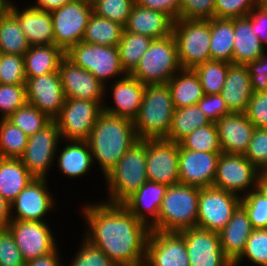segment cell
Returning <instances> with one entry per match:
<instances>
[{
  "label": "cell",
  "mask_w": 267,
  "mask_h": 266,
  "mask_svg": "<svg viewBox=\"0 0 267 266\" xmlns=\"http://www.w3.org/2000/svg\"><path fill=\"white\" fill-rule=\"evenodd\" d=\"M83 211L89 226L87 241L116 266H144L151 231L148 224L137 219L123 204H93Z\"/></svg>",
  "instance_id": "6da1fadb"
},
{
  "label": "cell",
  "mask_w": 267,
  "mask_h": 266,
  "mask_svg": "<svg viewBox=\"0 0 267 266\" xmlns=\"http://www.w3.org/2000/svg\"><path fill=\"white\" fill-rule=\"evenodd\" d=\"M138 140L132 120L103 111L86 141L105 177Z\"/></svg>",
  "instance_id": "7a4b0ae2"
},
{
  "label": "cell",
  "mask_w": 267,
  "mask_h": 266,
  "mask_svg": "<svg viewBox=\"0 0 267 266\" xmlns=\"http://www.w3.org/2000/svg\"><path fill=\"white\" fill-rule=\"evenodd\" d=\"M175 107L167 84L146 85L137 117L133 120L138 139L165 138Z\"/></svg>",
  "instance_id": "3957f363"
},
{
  "label": "cell",
  "mask_w": 267,
  "mask_h": 266,
  "mask_svg": "<svg viewBox=\"0 0 267 266\" xmlns=\"http://www.w3.org/2000/svg\"><path fill=\"white\" fill-rule=\"evenodd\" d=\"M200 188L185 184L169 186L150 230L181 232L196 227Z\"/></svg>",
  "instance_id": "277c9868"
},
{
  "label": "cell",
  "mask_w": 267,
  "mask_h": 266,
  "mask_svg": "<svg viewBox=\"0 0 267 266\" xmlns=\"http://www.w3.org/2000/svg\"><path fill=\"white\" fill-rule=\"evenodd\" d=\"M109 185L107 203L122 204L147 180L146 139H139L119 159L118 163L105 176Z\"/></svg>",
  "instance_id": "5b68a950"
},
{
  "label": "cell",
  "mask_w": 267,
  "mask_h": 266,
  "mask_svg": "<svg viewBox=\"0 0 267 266\" xmlns=\"http://www.w3.org/2000/svg\"><path fill=\"white\" fill-rule=\"evenodd\" d=\"M180 69L182 68L178 60L177 43L171 34L153 39L130 75L144 85L167 84Z\"/></svg>",
  "instance_id": "8992f818"
},
{
  "label": "cell",
  "mask_w": 267,
  "mask_h": 266,
  "mask_svg": "<svg viewBox=\"0 0 267 266\" xmlns=\"http://www.w3.org/2000/svg\"><path fill=\"white\" fill-rule=\"evenodd\" d=\"M172 34L177 43L178 60L181 68L194 69L211 60L210 57V19L173 21Z\"/></svg>",
  "instance_id": "52a82bcc"
},
{
  "label": "cell",
  "mask_w": 267,
  "mask_h": 266,
  "mask_svg": "<svg viewBox=\"0 0 267 266\" xmlns=\"http://www.w3.org/2000/svg\"><path fill=\"white\" fill-rule=\"evenodd\" d=\"M65 56L75 65L93 74L104 86L108 78L127 75L121 65L118 46L79 42L71 47Z\"/></svg>",
  "instance_id": "ba28073f"
},
{
  "label": "cell",
  "mask_w": 267,
  "mask_h": 266,
  "mask_svg": "<svg viewBox=\"0 0 267 266\" xmlns=\"http://www.w3.org/2000/svg\"><path fill=\"white\" fill-rule=\"evenodd\" d=\"M92 13L91 0H71L52 11L55 45L66 53L75 44L82 42Z\"/></svg>",
  "instance_id": "9c48e42d"
},
{
  "label": "cell",
  "mask_w": 267,
  "mask_h": 266,
  "mask_svg": "<svg viewBox=\"0 0 267 266\" xmlns=\"http://www.w3.org/2000/svg\"><path fill=\"white\" fill-rule=\"evenodd\" d=\"M100 101L66 98L59 115L54 119L61 138L86 141L99 117L103 112Z\"/></svg>",
  "instance_id": "30bf717a"
},
{
  "label": "cell",
  "mask_w": 267,
  "mask_h": 266,
  "mask_svg": "<svg viewBox=\"0 0 267 266\" xmlns=\"http://www.w3.org/2000/svg\"><path fill=\"white\" fill-rule=\"evenodd\" d=\"M241 197L213 186L200 189L196 227L219 233L241 204Z\"/></svg>",
  "instance_id": "8fae6325"
},
{
  "label": "cell",
  "mask_w": 267,
  "mask_h": 266,
  "mask_svg": "<svg viewBox=\"0 0 267 266\" xmlns=\"http://www.w3.org/2000/svg\"><path fill=\"white\" fill-rule=\"evenodd\" d=\"M179 143L146 139V172L149 181L173 186L179 183Z\"/></svg>",
  "instance_id": "7c38bea8"
},
{
  "label": "cell",
  "mask_w": 267,
  "mask_h": 266,
  "mask_svg": "<svg viewBox=\"0 0 267 266\" xmlns=\"http://www.w3.org/2000/svg\"><path fill=\"white\" fill-rule=\"evenodd\" d=\"M260 171L242 154L221 153L213 187L238 195L249 185L257 187Z\"/></svg>",
  "instance_id": "4fadbf2b"
},
{
  "label": "cell",
  "mask_w": 267,
  "mask_h": 266,
  "mask_svg": "<svg viewBox=\"0 0 267 266\" xmlns=\"http://www.w3.org/2000/svg\"><path fill=\"white\" fill-rule=\"evenodd\" d=\"M57 123L52 120L42 130L29 136L25 152L20 158L35 178H46L60 138Z\"/></svg>",
  "instance_id": "5bb4252c"
},
{
  "label": "cell",
  "mask_w": 267,
  "mask_h": 266,
  "mask_svg": "<svg viewBox=\"0 0 267 266\" xmlns=\"http://www.w3.org/2000/svg\"><path fill=\"white\" fill-rule=\"evenodd\" d=\"M7 228L13 234L25 262L56 249L55 239L45 221L11 220Z\"/></svg>",
  "instance_id": "9a60e30c"
},
{
  "label": "cell",
  "mask_w": 267,
  "mask_h": 266,
  "mask_svg": "<svg viewBox=\"0 0 267 266\" xmlns=\"http://www.w3.org/2000/svg\"><path fill=\"white\" fill-rule=\"evenodd\" d=\"M144 266H190L184 237L179 232L151 230Z\"/></svg>",
  "instance_id": "2e32d148"
},
{
  "label": "cell",
  "mask_w": 267,
  "mask_h": 266,
  "mask_svg": "<svg viewBox=\"0 0 267 266\" xmlns=\"http://www.w3.org/2000/svg\"><path fill=\"white\" fill-rule=\"evenodd\" d=\"M179 233L184 237L190 266H233L224 255L217 232L194 227Z\"/></svg>",
  "instance_id": "e0dca14e"
},
{
  "label": "cell",
  "mask_w": 267,
  "mask_h": 266,
  "mask_svg": "<svg viewBox=\"0 0 267 266\" xmlns=\"http://www.w3.org/2000/svg\"><path fill=\"white\" fill-rule=\"evenodd\" d=\"M59 72L26 77V100L54 120L65 102Z\"/></svg>",
  "instance_id": "ac0fdd59"
},
{
  "label": "cell",
  "mask_w": 267,
  "mask_h": 266,
  "mask_svg": "<svg viewBox=\"0 0 267 266\" xmlns=\"http://www.w3.org/2000/svg\"><path fill=\"white\" fill-rule=\"evenodd\" d=\"M221 153L186 150L179 146V183L200 189L212 187Z\"/></svg>",
  "instance_id": "d6986e66"
},
{
  "label": "cell",
  "mask_w": 267,
  "mask_h": 266,
  "mask_svg": "<svg viewBox=\"0 0 267 266\" xmlns=\"http://www.w3.org/2000/svg\"><path fill=\"white\" fill-rule=\"evenodd\" d=\"M59 75L65 98L100 101L105 87L93 74L75 65L66 56L59 65Z\"/></svg>",
  "instance_id": "ffe728a7"
},
{
  "label": "cell",
  "mask_w": 267,
  "mask_h": 266,
  "mask_svg": "<svg viewBox=\"0 0 267 266\" xmlns=\"http://www.w3.org/2000/svg\"><path fill=\"white\" fill-rule=\"evenodd\" d=\"M46 182V178H35L18 194L10 204V209L16 207L17 212L11 220L42 221L54 205Z\"/></svg>",
  "instance_id": "44dd1931"
},
{
  "label": "cell",
  "mask_w": 267,
  "mask_h": 266,
  "mask_svg": "<svg viewBox=\"0 0 267 266\" xmlns=\"http://www.w3.org/2000/svg\"><path fill=\"white\" fill-rule=\"evenodd\" d=\"M216 126L222 152L244 155L255 130L247 115L232 112L221 117Z\"/></svg>",
  "instance_id": "7402d4cb"
},
{
  "label": "cell",
  "mask_w": 267,
  "mask_h": 266,
  "mask_svg": "<svg viewBox=\"0 0 267 266\" xmlns=\"http://www.w3.org/2000/svg\"><path fill=\"white\" fill-rule=\"evenodd\" d=\"M145 86L130 74L123 76L114 83L112 88L115 107L105 106L103 111L133 121L138 115Z\"/></svg>",
  "instance_id": "603a6c76"
},
{
  "label": "cell",
  "mask_w": 267,
  "mask_h": 266,
  "mask_svg": "<svg viewBox=\"0 0 267 266\" xmlns=\"http://www.w3.org/2000/svg\"><path fill=\"white\" fill-rule=\"evenodd\" d=\"M10 11L16 16L21 30L31 46L55 44L50 12L38 10L32 6L21 12L13 4Z\"/></svg>",
  "instance_id": "cb8c5ba5"
},
{
  "label": "cell",
  "mask_w": 267,
  "mask_h": 266,
  "mask_svg": "<svg viewBox=\"0 0 267 266\" xmlns=\"http://www.w3.org/2000/svg\"><path fill=\"white\" fill-rule=\"evenodd\" d=\"M253 230L248 213L240 204L226 226L218 233L224 255L232 263L243 253Z\"/></svg>",
  "instance_id": "d4e9b609"
},
{
  "label": "cell",
  "mask_w": 267,
  "mask_h": 266,
  "mask_svg": "<svg viewBox=\"0 0 267 266\" xmlns=\"http://www.w3.org/2000/svg\"><path fill=\"white\" fill-rule=\"evenodd\" d=\"M173 20L165 13L134 3L124 29L130 33L160 39L172 34Z\"/></svg>",
  "instance_id": "484cf974"
},
{
  "label": "cell",
  "mask_w": 267,
  "mask_h": 266,
  "mask_svg": "<svg viewBox=\"0 0 267 266\" xmlns=\"http://www.w3.org/2000/svg\"><path fill=\"white\" fill-rule=\"evenodd\" d=\"M168 185L147 180L136 192L128 197L122 204L137 219L149 226L158 218L163 197L166 194ZM152 215V221L146 219L145 211ZM154 220V221H153ZM148 221V222H147Z\"/></svg>",
  "instance_id": "4316f807"
},
{
  "label": "cell",
  "mask_w": 267,
  "mask_h": 266,
  "mask_svg": "<svg viewBox=\"0 0 267 266\" xmlns=\"http://www.w3.org/2000/svg\"><path fill=\"white\" fill-rule=\"evenodd\" d=\"M252 93L248 66L231 64L220 93L228 109L231 112L245 113Z\"/></svg>",
  "instance_id": "83f0119b"
},
{
  "label": "cell",
  "mask_w": 267,
  "mask_h": 266,
  "mask_svg": "<svg viewBox=\"0 0 267 266\" xmlns=\"http://www.w3.org/2000/svg\"><path fill=\"white\" fill-rule=\"evenodd\" d=\"M234 36L233 64L248 65L265 52V46L253 32L248 15L234 18Z\"/></svg>",
  "instance_id": "f1b7e54d"
},
{
  "label": "cell",
  "mask_w": 267,
  "mask_h": 266,
  "mask_svg": "<svg viewBox=\"0 0 267 266\" xmlns=\"http://www.w3.org/2000/svg\"><path fill=\"white\" fill-rule=\"evenodd\" d=\"M178 75H173L167 82L175 109L196 105L205 95L199 76L194 69L183 68Z\"/></svg>",
  "instance_id": "f546056e"
},
{
  "label": "cell",
  "mask_w": 267,
  "mask_h": 266,
  "mask_svg": "<svg viewBox=\"0 0 267 266\" xmlns=\"http://www.w3.org/2000/svg\"><path fill=\"white\" fill-rule=\"evenodd\" d=\"M23 57L26 77H38L57 72L65 52L55 44L37 45L30 46Z\"/></svg>",
  "instance_id": "4dcf8cb0"
},
{
  "label": "cell",
  "mask_w": 267,
  "mask_h": 266,
  "mask_svg": "<svg viewBox=\"0 0 267 266\" xmlns=\"http://www.w3.org/2000/svg\"><path fill=\"white\" fill-rule=\"evenodd\" d=\"M33 179L21 159L0 158V194L10 204Z\"/></svg>",
  "instance_id": "1f68e13d"
},
{
  "label": "cell",
  "mask_w": 267,
  "mask_h": 266,
  "mask_svg": "<svg viewBox=\"0 0 267 266\" xmlns=\"http://www.w3.org/2000/svg\"><path fill=\"white\" fill-rule=\"evenodd\" d=\"M210 57L211 60L233 64L234 18L210 19Z\"/></svg>",
  "instance_id": "d6a6232c"
},
{
  "label": "cell",
  "mask_w": 267,
  "mask_h": 266,
  "mask_svg": "<svg viewBox=\"0 0 267 266\" xmlns=\"http://www.w3.org/2000/svg\"><path fill=\"white\" fill-rule=\"evenodd\" d=\"M63 148L58 159V166L63 174L77 177L88 172L93 160L87 141L70 140ZM74 143V144H73Z\"/></svg>",
  "instance_id": "836d02e7"
},
{
  "label": "cell",
  "mask_w": 267,
  "mask_h": 266,
  "mask_svg": "<svg viewBox=\"0 0 267 266\" xmlns=\"http://www.w3.org/2000/svg\"><path fill=\"white\" fill-rule=\"evenodd\" d=\"M124 27L119 23L92 13L82 42L102 46H118Z\"/></svg>",
  "instance_id": "e575fe53"
},
{
  "label": "cell",
  "mask_w": 267,
  "mask_h": 266,
  "mask_svg": "<svg viewBox=\"0 0 267 266\" xmlns=\"http://www.w3.org/2000/svg\"><path fill=\"white\" fill-rule=\"evenodd\" d=\"M210 122L197 104L175 109L170 131L164 139L178 143L195 129L205 126Z\"/></svg>",
  "instance_id": "d590c367"
},
{
  "label": "cell",
  "mask_w": 267,
  "mask_h": 266,
  "mask_svg": "<svg viewBox=\"0 0 267 266\" xmlns=\"http://www.w3.org/2000/svg\"><path fill=\"white\" fill-rule=\"evenodd\" d=\"M30 46L16 16L9 11L0 19V53L24 56Z\"/></svg>",
  "instance_id": "8d00e7d4"
},
{
  "label": "cell",
  "mask_w": 267,
  "mask_h": 266,
  "mask_svg": "<svg viewBox=\"0 0 267 266\" xmlns=\"http://www.w3.org/2000/svg\"><path fill=\"white\" fill-rule=\"evenodd\" d=\"M152 40L148 36L123 30L121 40L118 43V50L121 65L127 74H130L137 67Z\"/></svg>",
  "instance_id": "74e56055"
},
{
  "label": "cell",
  "mask_w": 267,
  "mask_h": 266,
  "mask_svg": "<svg viewBox=\"0 0 267 266\" xmlns=\"http://www.w3.org/2000/svg\"><path fill=\"white\" fill-rule=\"evenodd\" d=\"M28 136L7 118L0 120V158L20 159L26 149Z\"/></svg>",
  "instance_id": "f35d334b"
},
{
  "label": "cell",
  "mask_w": 267,
  "mask_h": 266,
  "mask_svg": "<svg viewBox=\"0 0 267 266\" xmlns=\"http://www.w3.org/2000/svg\"><path fill=\"white\" fill-rule=\"evenodd\" d=\"M230 65L224 61L208 60L194 68L199 76L204 94L221 93Z\"/></svg>",
  "instance_id": "ab89813d"
},
{
  "label": "cell",
  "mask_w": 267,
  "mask_h": 266,
  "mask_svg": "<svg viewBox=\"0 0 267 266\" xmlns=\"http://www.w3.org/2000/svg\"><path fill=\"white\" fill-rule=\"evenodd\" d=\"M178 143L181 148L186 150L222 152L217 126L214 122L195 129Z\"/></svg>",
  "instance_id": "60d3db41"
},
{
  "label": "cell",
  "mask_w": 267,
  "mask_h": 266,
  "mask_svg": "<svg viewBox=\"0 0 267 266\" xmlns=\"http://www.w3.org/2000/svg\"><path fill=\"white\" fill-rule=\"evenodd\" d=\"M28 137L42 130L52 119L30 103L26 102L7 118Z\"/></svg>",
  "instance_id": "b9f144b4"
},
{
  "label": "cell",
  "mask_w": 267,
  "mask_h": 266,
  "mask_svg": "<svg viewBox=\"0 0 267 266\" xmlns=\"http://www.w3.org/2000/svg\"><path fill=\"white\" fill-rule=\"evenodd\" d=\"M93 13L126 26L135 0H91Z\"/></svg>",
  "instance_id": "7bdbcfd3"
},
{
  "label": "cell",
  "mask_w": 267,
  "mask_h": 266,
  "mask_svg": "<svg viewBox=\"0 0 267 266\" xmlns=\"http://www.w3.org/2000/svg\"><path fill=\"white\" fill-rule=\"evenodd\" d=\"M253 229H267V198L257 189L241 197Z\"/></svg>",
  "instance_id": "ee69618b"
},
{
  "label": "cell",
  "mask_w": 267,
  "mask_h": 266,
  "mask_svg": "<svg viewBox=\"0 0 267 266\" xmlns=\"http://www.w3.org/2000/svg\"><path fill=\"white\" fill-rule=\"evenodd\" d=\"M0 83L26 84L24 57L22 55L0 54Z\"/></svg>",
  "instance_id": "f6af8a7d"
},
{
  "label": "cell",
  "mask_w": 267,
  "mask_h": 266,
  "mask_svg": "<svg viewBox=\"0 0 267 266\" xmlns=\"http://www.w3.org/2000/svg\"><path fill=\"white\" fill-rule=\"evenodd\" d=\"M244 257L256 265L267 266V229H254L252 231L243 253L233 263V266H238Z\"/></svg>",
  "instance_id": "bcb514c9"
},
{
  "label": "cell",
  "mask_w": 267,
  "mask_h": 266,
  "mask_svg": "<svg viewBox=\"0 0 267 266\" xmlns=\"http://www.w3.org/2000/svg\"><path fill=\"white\" fill-rule=\"evenodd\" d=\"M26 102V84L12 85L0 83V110L3 111L2 118H8Z\"/></svg>",
  "instance_id": "7dc6e473"
},
{
  "label": "cell",
  "mask_w": 267,
  "mask_h": 266,
  "mask_svg": "<svg viewBox=\"0 0 267 266\" xmlns=\"http://www.w3.org/2000/svg\"><path fill=\"white\" fill-rule=\"evenodd\" d=\"M244 156L259 171H267V128H255Z\"/></svg>",
  "instance_id": "c3c4849f"
},
{
  "label": "cell",
  "mask_w": 267,
  "mask_h": 266,
  "mask_svg": "<svg viewBox=\"0 0 267 266\" xmlns=\"http://www.w3.org/2000/svg\"><path fill=\"white\" fill-rule=\"evenodd\" d=\"M257 5L258 0H215L214 17L221 19L245 17Z\"/></svg>",
  "instance_id": "681fc988"
},
{
  "label": "cell",
  "mask_w": 267,
  "mask_h": 266,
  "mask_svg": "<svg viewBox=\"0 0 267 266\" xmlns=\"http://www.w3.org/2000/svg\"><path fill=\"white\" fill-rule=\"evenodd\" d=\"M0 266H25L21 251L8 228H0Z\"/></svg>",
  "instance_id": "f907efd6"
},
{
  "label": "cell",
  "mask_w": 267,
  "mask_h": 266,
  "mask_svg": "<svg viewBox=\"0 0 267 266\" xmlns=\"http://www.w3.org/2000/svg\"><path fill=\"white\" fill-rule=\"evenodd\" d=\"M215 0H181L180 19L209 20L214 18Z\"/></svg>",
  "instance_id": "816d5d0a"
},
{
  "label": "cell",
  "mask_w": 267,
  "mask_h": 266,
  "mask_svg": "<svg viewBox=\"0 0 267 266\" xmlns=\"http://www.w3.org/2000/svg\"><path fill=\"white\" fill-rule=\"evenodd\" d=\"M83 242L71 266H116L99 248L86 239Z\"/></svg>",
  "instance_id": "f5cc1de1"
},
{
  "label": "cell",
  "mask_w": 267,
  "mask_h": 266,
  "mask_svg": "<svg viewBox=\"0 0 267 266\" xmlns=\"http://www.w3.org/2000/svg\"><path fill=\"white\" fill-rule=\"evenodd\" d=\"M245 114L255 128H267V91L252 93Z\"/></svg>",
  "instance_id": "db71d44e"
},
{
  "label": "cell",
  "mask_w": 267,
  "mask_h": 266,
  "mask_svg": "<svg viewBox=\"0 0 267 266\" xmlns=\"http://www.w3.org/2000/svg\"><path fill=\"white\" fill-rule=\"evenodd\" d=\"M197 105L206 114L207 118L214 123L221 117L232 113L221 94H205Z\"/></svg>",
  "instance_id": "11a10c76"
},
{
  "label": "cell",
  "mask_w": 267,
  "mask_h": 266,
  "mask_svg": "<svg viewBox=\"0 0 267 266\" xmlns=\"http://www.w3.org/2000/svg\"><path fill=\"white\" fill-rule=\"evenodd\" d=\"M253 93L267 91V55L265 52L248 65Z\"/></svg>",
  "instance_id": "9f6ffc18"
},
{
  "label": "cell",
  "mask_w": 267,
  "mask_h": 266,
  "mask_svg": "<svg viewBox=\"0 0 267 266\" xmlns=\"http://www.w3.org/2000/svg\"><path fill=\"white\" fill-rule=\"evenodd\" d=\"M135 3L167 14L173 21L179 19L181 0H135Z\"/></svg>",
  "instance_id": "6f0895ef"
},
{
  "label": "cell",
  "mask_w": 267,
  "mask_h": 266,
  "mask_svg": "<svg viewBox=\"0 0 267 266\" xmlns=\"http://www.w3.org/2000/svg\"><path fill=\"white\" fill-rule=\"evenodd\" d=\"M248 16L251 19L253 32L264 46L267 45V12L257 5Z\"/></svg>",
  "instance_id": "680465c9"
},
{
  "label": "cell",
  "mask_w": 267,
  "mask_h": 266,
  "mask_svg": "<svg viewBox=\"0 0 267 266\" xmlns=\"http://www.w3.org/2000/svg\"><path fill=\"white\" fill-rule=\"evenodd\" d=\"M57 255V249H55L45 256L25 262V266H60V259Z\"/></svg>",
  "instance_id": "91938a15"
},
{
  "label": "cell",
  "mask_w": 267,
  "mask_h": 266,
  "mask_svg": "<svg viewBox=\"0 0 267 266\" xmlns=\"http://www.w3.org/2000/svg\"><path fill=\"white\" fill-rule=\"evenodd\" d=\"M71 0H37V4L32 6L38 10L52 12L63 5L67 4Z\"/></svg>",
  "instance_id": "94428289"
},
{
  "label": "cell",
  "mask_w": 267,
  "mask_h": 266,
  "mask_svg": "<svg viewBox=\"0 0 267 266\" xmlns=\"http://www.w3.org/2000/svg\"><path fill=\"white\" fill-rule=\"evenodd\" d=\"M10 203L0 194V228H7L11 222Z\"/></svg>",
  "instance_id": "6125c7cd"
},
{
  "label": "cell",
  "mask_w": 267,
  "mask_h": 266,
  "mask_svg": "<svg viewBox=\"0 0 267 266\" xmlns=\"http://www.w3.org/2000/svg\"><path fill=\"white\" fill-rule=\"evenodd\" d=\"M256 188L267 198V171H260Z\"/></svg>",
  "instance_id": "be15d7a7"
},
{
  "label": "cell",
  "mask_w": 267,
  "mask_h": 266,
  "mask_svg": "<svg viewBox=\"0 0 267 266\" xmlns=\"http://www.w3.org/2000/svg\"><path fill=\"white\" fill-rule=\"evenodd\" d=\"M12 3L8 0H0V19H2L11 9Z\"/></svg>",
  "instance_id": "e7e4bbea"
},
{
  "label": "cell",
  "mask_w": 267,
  "mask_h": 266,
  "mask_svg": "<svg viewBox=\"0 0 267 266\" xmlns=\"http://www.w3.org/2000/svg\"><path fill=\"white\" fill-rule=\"evenodd\" d=\"M258 6L267 12V0H258Z\"/></svg>",
  "instance_id": "03108f58"
}]
</instances>
